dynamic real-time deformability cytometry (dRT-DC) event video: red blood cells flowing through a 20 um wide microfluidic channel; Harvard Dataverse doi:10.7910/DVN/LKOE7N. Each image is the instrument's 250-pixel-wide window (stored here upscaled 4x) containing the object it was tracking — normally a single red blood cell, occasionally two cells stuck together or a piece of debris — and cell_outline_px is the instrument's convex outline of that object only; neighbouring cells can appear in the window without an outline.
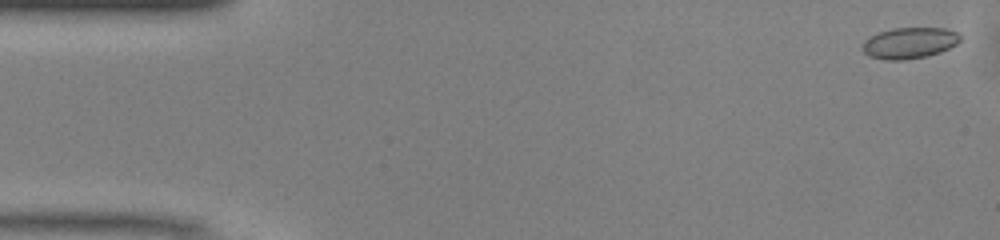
{"species": "common noctule bat (a hibernating species)", "species_latin": "Nyctalus noctula", "temperature_condition": "warm", "stored_images_in_passage": 49, "camera_frame_rate_fps": 3000, "um_per_image_px": 0.085, "animal": {"sex": "male", "body_mass_g": 13.0, "forearm_length_mm": 53.1}, "frame": {"image": 1, "passage_image": 1, "time_ms": 0.0, "image_size_px": [1000, 240], "cell_outline_px": [[960, 40], [956, 44], [940, 52], [928, 56], [904, 60], [884, 60], [868, 56], [860, 48], [864, 40], [880, 32], [892, 28], [944, 28], [956, 32], [960, 36]], "centroid_in_image_um": [77.27, 3.66], "position_along_channel_um": 7.7, "area_um2": 17.74}}
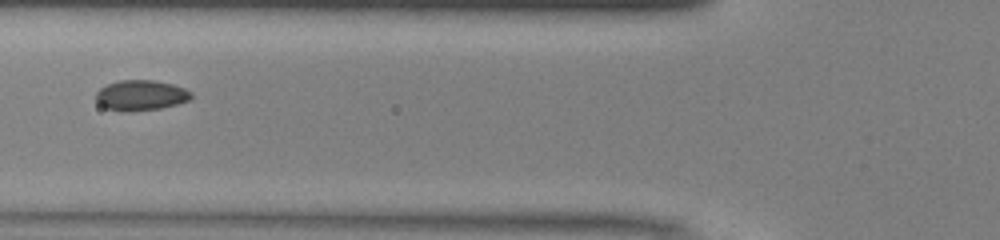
{"frame": {"image": 2, "passage_image": 18, "time_ms": 5.667, "image_size_px": [1000, 240], "cell_outline_px": [[192, 96], [188, 100], [176, 104], [160, 108], [132, 112], [124, 112], [104, 108], [96, 100], [96, 92], [100, 88], [108, 84], [120, 80], [152, 80], [172, 84], [184, 88], [192, 92]], "centroid_in_image_um": [11.95, 8.11], "position_along_channel_um": 113.9, "area_um2": 16.88}}
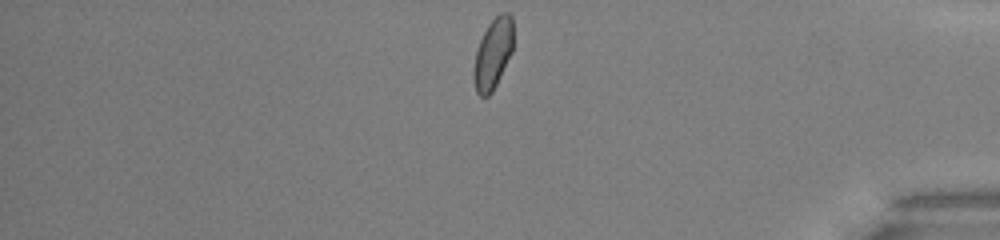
{"frame": {"image": 3, "passage_image": 41, "time_ms": 13.333, "image_size_px": [1000, 240], "cell_outline_px": [[512, 52], [492, 92], [488, 96], [480, 96], [476, 92], [472, 80], [472, 72], [476, 52], [480, 40], [488, 24], [500, 12], [508, 12], [512, 16]], "centroid_in_image_um": [41.88, 4.58], "position_along_channel_um": 393.3, "area_um2": 16.24}, "authors_computed_cell_mechanics": {"area_um2": 16.6464, "velocity_mm_per_s": 4.1143, "shape_relaxation_time_tau1_ms": 4.821, "shape_relaxation_time_tau2_ms": 2.1181, "deformation_change_tau1": 0.0603, "deformation_change_tau2": 0.0561}}